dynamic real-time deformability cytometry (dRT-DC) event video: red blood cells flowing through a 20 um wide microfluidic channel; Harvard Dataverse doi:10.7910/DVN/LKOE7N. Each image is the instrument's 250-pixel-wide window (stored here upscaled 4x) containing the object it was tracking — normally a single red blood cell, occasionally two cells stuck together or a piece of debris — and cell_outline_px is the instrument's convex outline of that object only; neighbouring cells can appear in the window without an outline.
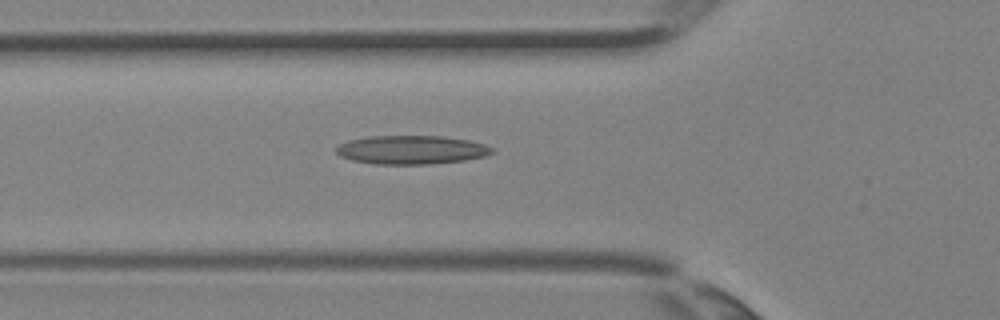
{"species": "Egyptian fruit bat (a non-hibernating species)", "species_latin": "Rousettus aegyptiacus", "temperature_condition": "room temperature", "stored_images_in_passage": 4, "camera_frame_rate_fps": 3000, "um_per_image_px": 0.085, "animal": {"sex": "female"}, "frame": {"image": 1, "passage_image": 4, "time_ms": 1.0, "image_size_px": [1000, 320], "cell_outline_px": [[496, 152], [484, 156], [464, 160], [428, 164], [376, 164], [352, 160], [340, 156], [336, 152], [336, 148], [340, 144], [348, 140], [368, 136], [440, 136], [468, 140], [484, 144], [496, 148]], "centroid_in_image_um": [34.99, 12.73], "position_along_channel_um": 90.8, "area_um2": 26.07}}